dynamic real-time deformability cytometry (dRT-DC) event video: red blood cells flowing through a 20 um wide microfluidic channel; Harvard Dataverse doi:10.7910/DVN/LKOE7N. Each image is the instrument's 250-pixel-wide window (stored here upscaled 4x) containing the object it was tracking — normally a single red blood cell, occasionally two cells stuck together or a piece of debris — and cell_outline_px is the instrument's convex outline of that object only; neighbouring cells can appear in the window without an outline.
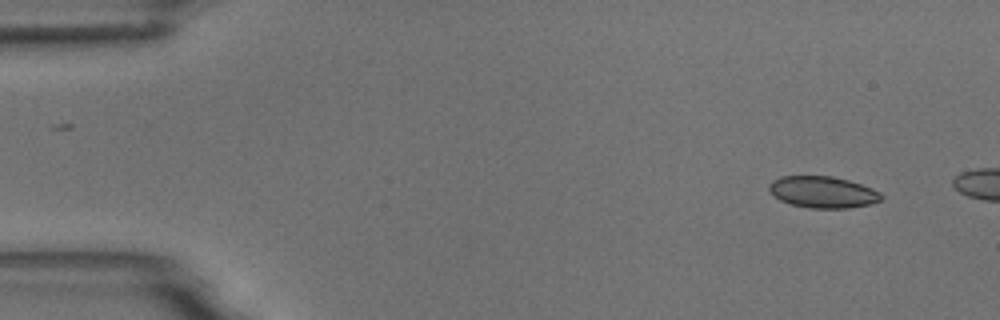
{"species": "common noctule bat (a hibernating species)", "species_latin": "Nyctalus noctula", "temperature_condition": "room temperature", "stored_images_in_passage": 3, "camera_frame_rate_fps": 3000, "um_per_image_px": 0.085, "animal": {"sex": "male", "body_mass_g": 18.8}, "frame": {"image": 1, "passage_image": 1, "time_ms": 0.0, "image_size_px": [1000, 320], "cell_outline_px": [[884, 196], [880, 200], [872, 204], [848, 208], [812, 208], [792, 204], [780, 200], [768, 188], [768, 184], [772, 180], [780, 176], [832, 176], [848, 180], [872, 188], [880, 192]], "centroid_in_image_um": [69.96, 16.32], "position_along_channel_um": 15.0, "area_um2": 20.58}}